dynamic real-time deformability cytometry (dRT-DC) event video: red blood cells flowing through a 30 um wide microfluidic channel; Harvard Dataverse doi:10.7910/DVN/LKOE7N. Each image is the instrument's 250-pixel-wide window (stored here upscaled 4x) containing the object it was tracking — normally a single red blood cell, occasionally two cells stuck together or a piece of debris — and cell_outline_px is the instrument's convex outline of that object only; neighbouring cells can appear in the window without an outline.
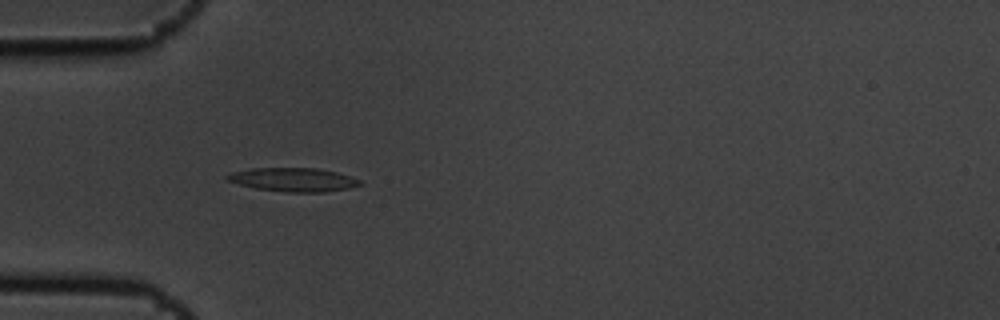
{"species": "common noctule bat (a hibernating species)", "species_latin": "Nyctalus noctula", "temperature_condition": "cold", "stored_images_in_passage": 5, "camera_frame_rate_fps": 3000, "um_per_image_px": 0.085, "animal": {"sex": "male", "body_mass_g": 19.5, "forearm_length_mm": 54.6}, "frame": {"image": 1, "passage_image": 4, "time_ms": 1.0, "image_size_px": [1000, 320], "cell_outline_px": [[364, 184], [348, 188], [324, 192], [284, 192], [256, 188], [240, 184], [228, 180], [224, 176], [232, 172], [252, 168], [316, 168], [336, 172], [352, 176], [360, 180]], "centroid_in_image_um": [24.96, 15.27], "position_along_channel_um": 60.0, "area_um2": 18.26}}
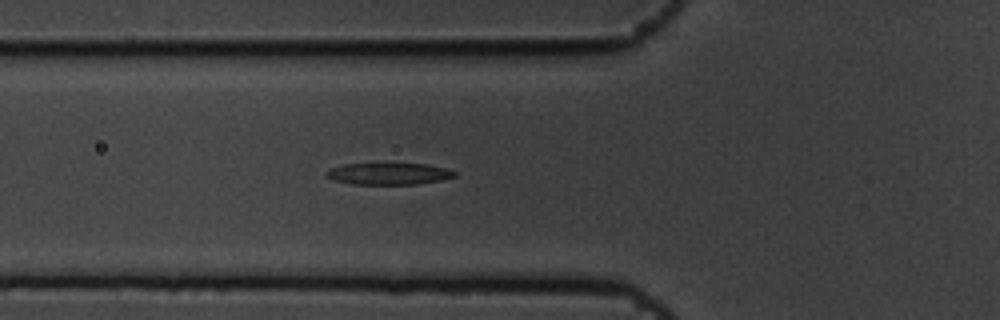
{"frame": {"image": 2, "passage_image": 5, "time_ms": 1.333, "image_size_px": [1000, 320], "cell_outline_px": [[456, 176], [440, 180], [416, 184], [352, 184], [332, 180], [324, 176], [324, 172], [332, 168], [344, 164], [428, 164], [444, 168], [456, 172]], "centroid_in_image_um": [32.99, 14.77], "position_along_channel_um": 92.8, "area_um2": 16.13}}